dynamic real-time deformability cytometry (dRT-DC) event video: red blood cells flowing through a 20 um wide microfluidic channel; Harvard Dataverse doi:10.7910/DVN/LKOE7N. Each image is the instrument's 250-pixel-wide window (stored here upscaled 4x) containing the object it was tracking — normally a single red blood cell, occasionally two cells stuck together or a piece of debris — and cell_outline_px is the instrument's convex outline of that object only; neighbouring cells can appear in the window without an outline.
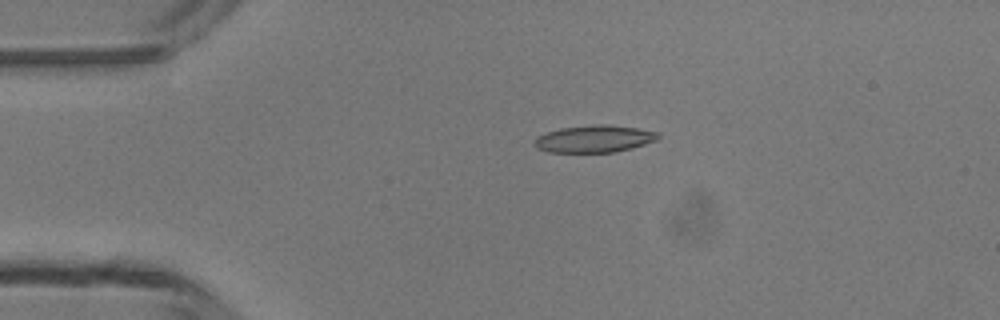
{"species": "common noctule bat (a hibernating species)", "species_latin": "Nyctalus noctula", "temperature_condition": "room temperature", "stored_images_in_passage": 3, "camera_frame_rate_fps": 3000, "um_per_image_px": 0.085, "animal": {"sex": "male", "body_mass_g": 13.3}, "frame": {"image": 1, "passage_image": 2, "time_ms": 2.333, "image_size_px": [1000, 320], "cell_outline_px": [[660, 136], [656, 140], [632, 148], [612, 152], [548, 152], [536, 148], [532, 144], [536, 136], [560, 128], [596, 124], [608, 124], [636, 128], [660, 132]], "centroid_in_image_um": [50.49, 11.8], "position_along_channel_um": 34.5, "area_um2": 19.65}}